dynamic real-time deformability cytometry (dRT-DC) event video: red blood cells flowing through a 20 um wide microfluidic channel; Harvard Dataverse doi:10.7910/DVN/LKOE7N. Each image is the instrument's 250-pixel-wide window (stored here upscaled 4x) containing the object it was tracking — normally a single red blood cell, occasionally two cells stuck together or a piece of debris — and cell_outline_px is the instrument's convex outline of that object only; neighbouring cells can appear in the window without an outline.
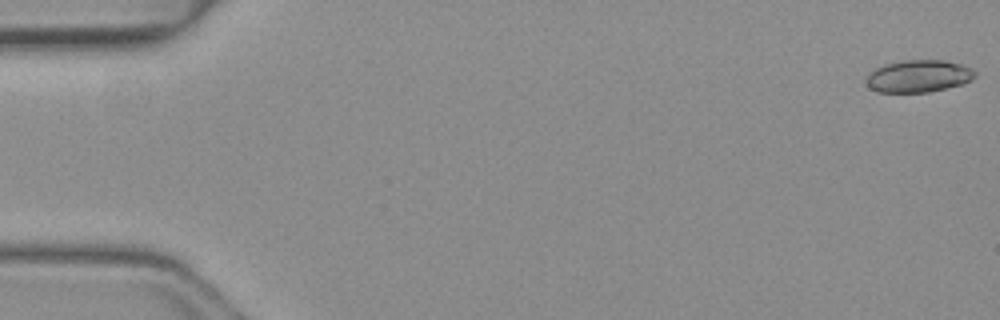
{"species": "common noctule bat (a hibernating species)", "species_latin": "Nyctalus noctula", "temperature_condition": "warm", "stored_images_in_passage": 7, "camera_frame_rate_fps": 3000, "um_per_image_px": 0.085, "animal": {"sex": "female", "body_mass_g": 19.3, "forearm_length_mm": 54.1}, "frame": {"image": 1, "passage_image": 1, "time_ms": 0.0, "image_size_px": [1000, 320], "cell_outline_px": [[976, 76], [972, 80], [964, 84], [928, 92], [876, 92], [868, 88], [868, 76], [876, 68], [884, 64], [900, 60], [944, 60], [960, 64], [972, 68], [976, 72]], "centroid_in_image_um": [78.11, 6.47], "position_along_channel_um": 6.9, "area_um2": 20.52}}